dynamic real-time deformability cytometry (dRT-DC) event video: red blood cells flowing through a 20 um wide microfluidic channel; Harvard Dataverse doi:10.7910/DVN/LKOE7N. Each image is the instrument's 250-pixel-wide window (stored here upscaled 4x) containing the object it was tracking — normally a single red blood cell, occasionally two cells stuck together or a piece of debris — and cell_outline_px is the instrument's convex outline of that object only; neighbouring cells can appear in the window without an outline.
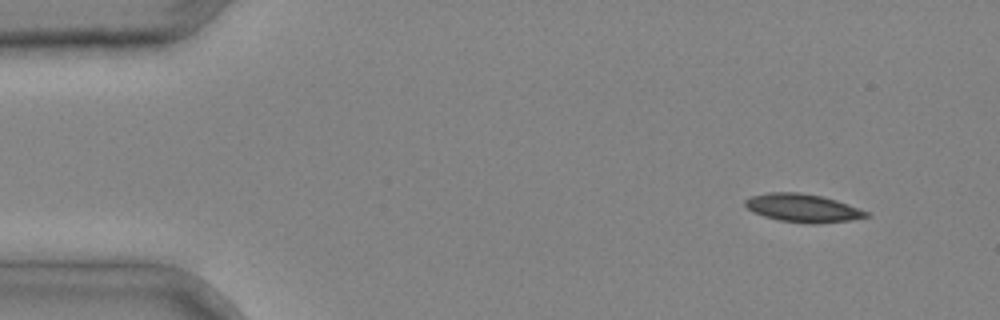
{"species": "common noctule bat (a hibernating species)", "species_latin": "Nyctalus noctula", "temperature_condition": "cold", "stored_images_in_passage": 4, "camera_frame_rate_fps": 3000, "um_per_image_px": 0.085, "animal": {"sex": "male", "body_mass_g": 20.4}, "frame": {"image": 1, "passage_image": 1, "time_ms": 0.0, "image_size_px": [1000, 320], "cell_outline_px": [[872, 216], [852, 220], [816, 224], [812, 224], [780, 220], [764, 216], [752, 212], [744, 204], [744, 200], [752, 196], [768, 192], [796, 192], [820, 196], [836, 200], [868, 212]], "centroid_in_image_um": [68.23, 17.69], "position_along_channel_um": 16.8, "area_um2": 19.77}}
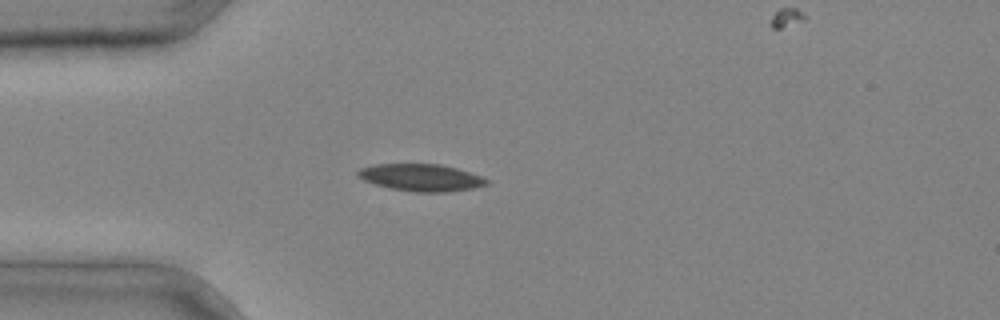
{"frame": {"image": 2, "passage_image": 3, "time_ms": 0.667, "image_size_px": [1000, 320], "cell_outline_px": [[488, 184], [472, 188], [448, 192], [416, 192], [392, 188], [376, 184], [364, 180], [356, 176], [356, 172], [360, 168], [372, 164], [440, 164], [456, 168], [484, 176], [488, 180]], "centroid_in_image_um": [35.8, 15.08], "position_along_channel_um": 49.2, "area_um2": 20.35}}